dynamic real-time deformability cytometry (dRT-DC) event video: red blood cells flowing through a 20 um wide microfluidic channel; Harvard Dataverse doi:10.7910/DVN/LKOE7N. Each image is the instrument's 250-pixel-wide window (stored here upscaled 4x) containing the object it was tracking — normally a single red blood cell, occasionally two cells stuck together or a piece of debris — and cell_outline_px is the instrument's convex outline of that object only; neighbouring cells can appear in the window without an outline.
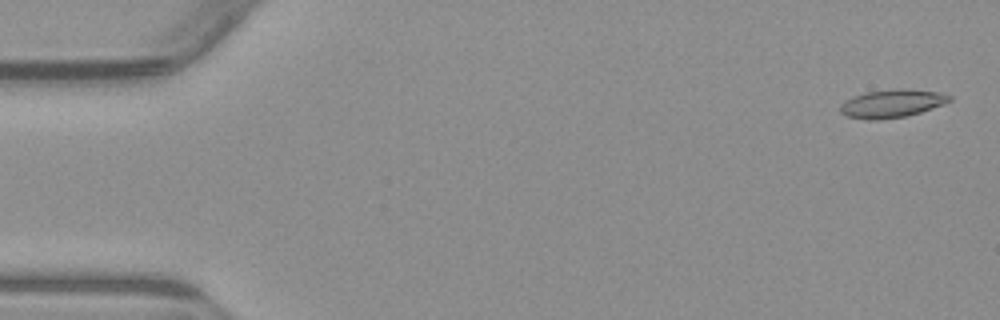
{"species": "common noctule bat (a hibernating species)", "species_latin": "Nyctalus noctula", "temperature_condition": "warm", "stored_images_in_passage": 3, "camera_frame_rate_fps": 3000, "um_per_image_px": 0.085, "animal": {"sex": "male", "body_mass_g": 23.1, "forearm_length_mm": 52.7}, "frame": {"image": 1, "passage_image": 1, "time_ms": 0.0, "image_size_px": [1000, 320], "cell_outline_px": [[952, 100], [944, 104], [908, 116], [876, 120], [868, 120], [848, 116], [840, 112], [840, 104], [852, 96], [864, 92], [900, 88], [936, 92], [952, 96]], "centroid_in_image_um": [75.79, 8.8], "position_along_channel_um": 9.2, "area_um2": 17.86}}
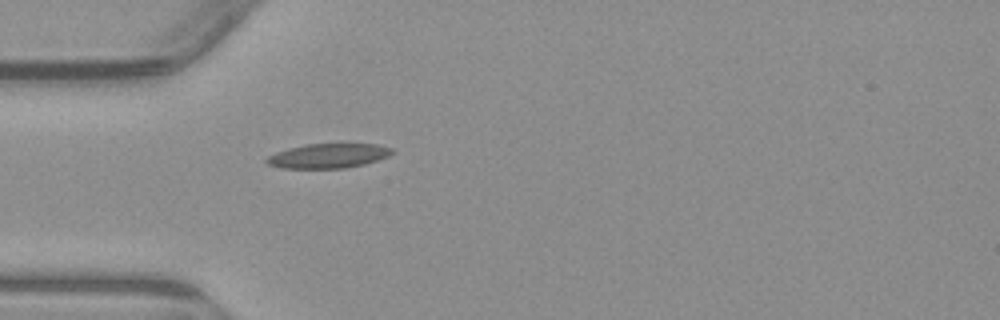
{"frame": {"image": 2, "passage_image": 3, "time_ms": 4.667, "image_size_px": [1000, 320], "cell_outline_px": [[396, 152], [388, 156], [364, 164], [344, 168], [284, 168], [268, 164], [264, 160], [268, 156], [276, 152], [288, 148], [308, 144], [376, 144], [392, 148]], "centroid_in_image_um": [27.91, 13.24], "position_along_channel_um": 57.1, "area_um2": 17.8}}